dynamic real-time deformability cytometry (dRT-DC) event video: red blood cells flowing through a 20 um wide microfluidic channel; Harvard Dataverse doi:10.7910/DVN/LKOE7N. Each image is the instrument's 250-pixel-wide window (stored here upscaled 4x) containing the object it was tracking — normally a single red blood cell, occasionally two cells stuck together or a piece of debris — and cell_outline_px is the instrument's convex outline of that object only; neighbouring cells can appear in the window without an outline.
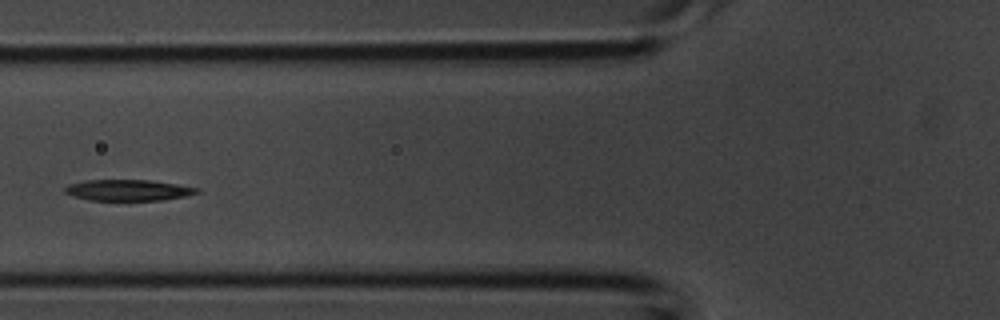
{"species": "common noctule bat (a hibernating species)", "species_latin": "Nyctalus noctula", "temperature_condition": "room temperature", "stored_images_in_passage": 3, "camera_frame_rate_fps": 3000, "um_per_image_px": 0.085, "animal": {"sex": "male", "body_mass_g": 20.1, "forearm_length_mm": 53.5}, "frame": {"image": 1, "passage_image": 3, "time_ms": 0.667, "image_size_px": [1000, 320], "cell_outline_px": [[200, 192], [184, 196], [164, 200], [88, 200], [72, 196], [64, 192], [64, 188], [72, 184], [84, 180], [152, 180], [200, 188]], "centroid_in_image_um": [10.9, 16.16], "position_along_channel_um": 114.9, "area_um2": 16.18}}